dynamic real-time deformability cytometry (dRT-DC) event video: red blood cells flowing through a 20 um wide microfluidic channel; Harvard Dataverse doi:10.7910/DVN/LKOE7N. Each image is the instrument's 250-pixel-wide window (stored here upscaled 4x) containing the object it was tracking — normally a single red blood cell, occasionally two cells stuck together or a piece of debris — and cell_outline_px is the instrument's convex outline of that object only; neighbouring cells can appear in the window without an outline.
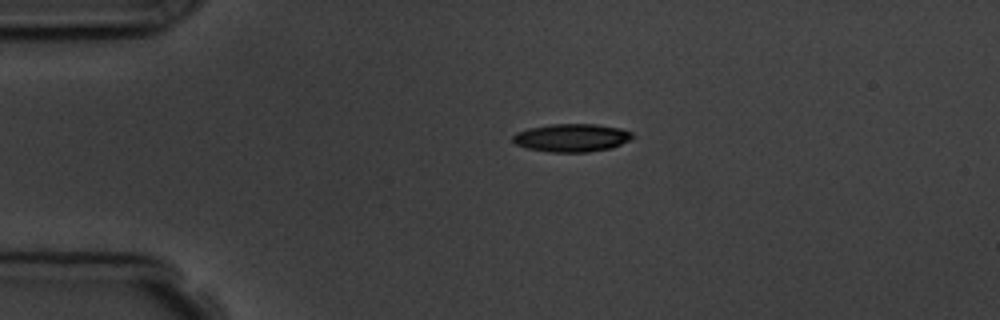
{"species": "common noctule bat (a hibernating species)", "species_latin": "Nyctalus noctula", "temperature_condition": "room temperature", "stored_images_in_passage": 4, "camera_frame_rate_fps": 3000, "um_per_image_px": 0.085, "animal": {"sex": "male", "body_mass_g": 19.5, "forearm_length_mm": 54.6}, "frame": {"image": 1, "passage_image": 3, "time_ms": 2.333, "image_size_px": [1000, 320], "cell_outline_px": [[636, 136], [612, 148], [588, 152], [548, 152], [528, 148], [516, 144], [512, 140], [512, 136], [516, 132], [528, 128], [552, 124], [596, 124], [620, 128], [632, 132]], "centroid_in_image_um": [48.59, 11.71], "position_along_channel_um": 36.4, "area_um2": 19.59}}